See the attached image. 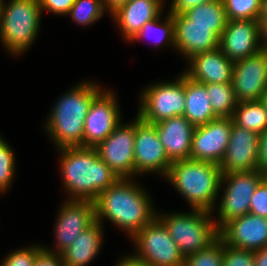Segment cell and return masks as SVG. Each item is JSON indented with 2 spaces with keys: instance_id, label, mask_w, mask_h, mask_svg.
<instances>
[{
  "instance_id": "f35d334b",
  "label": "cell",
  "mask_w": 267,
  "mask_h": 266,
  "mask_svg": "<svg viewBox=\"0 0 267 266\" xmlns=\"http://www.w3.org/2000/svg\"><path fill=\"white\" fill-rule=\"evenodd\" d=\"M211 1H214V0H173L169 13L179 14L191 7L197 6L199 4L208 3Z\"/></svg>"
},
{
  "instance_id": "4dcf8cb0",
  "label": "cell",
  "mask_w": 267,
  "mask_h": 266,
  "mask_svg": "<svg viewBox=\"0 0 267 266\" xmlns=\"http://www.w3.org/2000/svg\"><path fill=\"white\" fill-rule=\"evenodd\" d=\"M228 20H257L261 0H222Z\"/></svg>"
},
{
  "instance_id": "8fae6325",
  "label": "cell",
  "mask_w": 267,
  "mask_h": 266,
  "mask_svg": "<svg viewBox=\"0 0 267 266\" xmlns=\"http://www.w3.org/2000/svg\"><path fill=\"white\" fill-rule=\"evenodd\" d=\"M156 128L141 120H135L134 176L144 172H160L166 177L171 166Z\"/></svg>"
},
{
  "instance_id": "74e56055",
  "label": "cell",
  "mask_w": 267,
  "mask_h": 266,
  "mask_svg": "<svg viewBox=\"0 0 267 266\" xmlns=\"http://www.w3.org/2000/svg\"><path fill=\"white\" fill-rule=\"evenodd\" d=\"M257 170L267 173V130L259 134Z\"/></svg>"
},
{
  "instance_id": "603a6c76",
  "label": "cell",
  "mask_w": 267,
  "mask_h": 266,
  "mask_svg": "<svg viewBox=\"0 0 267 266\" xmlns=\"http://www.w3.org/2000/svg\"><path fill=\"white\" fill-rule=\"evenodd\" d=\"M95 220L67 249L60 253L65 266H85L100 250L102 242V228Z\"/></svg>"
},
{
  "instance_id": "b9f144b4",
  "label": "cell",
  "mask_w": 267,
  "mask_h": 266,
  "mask_svg": "<svg viewBox=\"0 0 267 266\" xmlns=\"http://www.w3.org/2000/svg\"><path fill=\"white\" fill-rule=\"evenodd\" d=\"M117 266H148V265L145 264L144 262L136 260L132 256L129 257L127 256L125 257L124 260H121V262H119Z\"/></svg>"
},
{
  "instance_id": "9c48e42d",
  "label": "cell",
  "mask_w": 267,
  "mask_h": 266,
  "mask_svg": "<svg viewBox=\"0 0 267 266\" xmlns=\"http://www.w3.org/2000/svg\"><path fill=\"white\" fill-rule=\"evenodd\" d=\"M265 177V174L258 170L222 175L221 184L224 180L227 181V188L220 202V218L219 222H216L218 229L231 219L249 213L251 197Z\"/></svg>"
},
{
  "instance_id": "7c38bea8",
  "label": "cell",
  "mask_w": 267,
  "mask_h": 266,
  "mask_svg": "<svg viewBox=\"0 0 267 266\" xmlns=\"http://www.w3.org/2000/svg\"><path fill=\"white\" fill-rule=\"evenodd\" d=\"M135 121L127 125L121 123L97 147L99 157L119 178L134 175Z\"/></svg>"
},
{
  "instance_id": "277c9868",
  "label": "cell",
  "mask_w": 267,
  "mask_h": 266,
  "mask_svg": "<svg viewBox=\"0 0 267 266\" xmlns=\"http://www.w3.org/2000/svg\"><path fill=\"white\" fill-rule=\"evenodd\" d=\"M222 175L218 164L185 159L172 162L166 177L187 199L192 209L213 212Z\"/></svg>"
},
{
  "instance_id": "e0dca14e",
  "label": "cell",
  "mask_w": 267,
  "mask_h": 266,
  "mask_svg": "<svg viewBox=\"0 0 267 266\" xmlns=\"http://www.w3.org/2000/svg\"><path fill=\"white\" fill-rule=\"evenodd\" d=\"M259 134L232 125L230 141L219 164L222 174L257 170Z\"/></svg>"
},
{
  "instance_id": "60d3db41",
  "label": "cell",
  "mask_w": 267,
  "mask_h": 266,
  "mask_svg": "<svg viewBox=\"0 0 267 266\" xmlns=\"http://www.w3.org/2000/svg\"><path fill=\"white\" fill-rule=\"evenodd\" d=\"M130 0H103V4L107 11H110L111 13L118 8L119 6L127 3Z\"/></svg>"
},
{
  "instance_id": "4316f807",
  "label": "cell",
  "mask_w": 267,
  "mask_h": 266,
  "mask_svg": "<svg viewBox=\"0 0 267 266\" xmlns=\"http://www.w3.org/2000/svg\"><path fill=\"white\" fill-rule=\"evenodd\" d=\"M206 87L209 100L217 118H232L237 106L232 82L204 84Z\"/></svg>"
},
{
  "instance_id": "f6af8a7d",
  "label": "cell",
  "mask_w": 267,
  "mask_h": 266,
  "mask_svg": "<svg viewBox=\"0 0 267 266\" xmlns=\"http://www.w3.org/2000/svg\"><path fill=\"white\" fill-rule=\"evenodd\" d=\"M260 100L262 101L265 108L267 109V91L264 93V95L262 96V98Z\"/></svg>"
},
{
  "instance_id": "3957f363",
  "label": "cell",
  "mask_w": 267,
  "mask_h": 266,
  "mask_svg": "<svg viewBox=\"0 0 267 266\" xmlns=\"http://www.w3.org/2000/svg\"><path fill=\"white\" fill-rule=\"evenodd\" d=\"M100 92L94 83L84 82L57 102L45 126L58 148L83 147L85 118L91 102Z\"/></svg>"
},
{
  "instance_id": "d590c367",
  "label": "cell",
  "mask_w": 267,
  "mask_h": 266,
  "mask_svg": "<svg viewBox=\"0 0 267 266\" xmlns=\"http://www.w3.org/2000/svg\"><path fill=\"white\" fill-rule=\"evenodd\" d=\"M75 0H39L40 9L48 10L55 14H68Z\"/></svg>"
},
{
  "instance_id": "83f0119b",
  "label": "cell",
  "mask_w": 267,
  "mask_h": 266,
  "mask_svg": "<svg viewBox=\"0 0 267 266\" xmlns=\"http://www.w3.org/2000/svg\"><path fill=\"white\" fill-rule=\"evenodd\" d=\"M183 266H223V241L218 237L208 247L184 257Z\"/></svg>"
},
{
  "instance_id": "30bf717a",
  "label": "cell",
  "mask_w": 267,
  "mask_h": 266,
  "mask_svg": "<svg viewBox=\"0 0 267 266\" xmlns=\"http://www.w3.org/2000/svg\"><path fill=\"white\" fill-rule=\"evenodd\" d=\"M232 86L237 102L259 101L267 91V50L234 63Z\"/></svg>"
},
{
  "instance_id": "e575fe53",
  "label": "cell",
  "mask_w": 267,
  "mask_h": 266,
  "mask_svg": "<svg viewBox=\"0 0 267 266\" xmlns=\"http://www.w3.org/2000/svg\"><path fill=\"white\" fill-rule=\"evenodd\" d=\"M249 213L267 218V177L259 183L252 195Z\"/></svg>"
},
{
  "instance_id": "7bdbcfd3",
  "label": "cell",
  "mask_w": 267,
  "mask_h": 266,
  "mask_svg": "<svg viewBox=\"0 0 267 266\" xmlns=\"http://www.w3.org/2000/svg\"><path fill=\"white\" fill-rule=\"evenodd\" d=\"M257 20L260 26L267 22V0H261L260 12Z\"/></svg>"
},
{
  "instance_id": "7402d4cb",
  "label": "cell",
  "mask_w": 267,
  "mask_h": 266,
  "mask_svg": "<svg viewBox=\"0 0 267 266\" xmlns=\"http://www.w3.org/2000/svg\"><path fill=\"white\" fill-rule=\"evenodd\" d=\"M162 5V0H130L111 14L130 41L147 22L160 16Z\"/></svg>"
},
{
  "instance_id": "5bb4252c",
  "label": "cell",
  "mask_w": 267,
  "mask_h": 266,
  "mask_svg": "<svg viewBox=\"0 0 267 266\" xmlns=\"http://www.w3.org/2000/svg\"><path fill=\"white\" fill-rule=\"evenodd\" d=\"M233 123L232 118H217L195 127L190 159L219 165L225 156Z\"/></svg>"
},
{
  "instance_id": "f1b7e54d",
  "label": "cell",
  "mask_w": 267,
  "mask_h": 266,
  "mask_svg": "<svg viewBox=\"0 0 267 266\" xmlns=\"http://www.w3.org/2000/svg\"><path fill=\"white\" fill-rule=\"evenodd\" d=\"M104 9L103 0H75L69 14L78 24L86 25L100 19Z\"/></svg>"
},
{
  "instance_id": "ffe728a7",
  "label": "cell",
  "mask_w": 267,
  "mask_h": 266,
  "mask_svg": "<svg viewBox=\"0 0 267 266\" xmlns=\"http://www.w3.org/2000/svg\"><path fill=\"white\" fill-rule=\"evenodd\" d=\"M153 125L171 162L190 159L195 127L184 116H174Z\"/></svg>"
},
{
  "instance_id": "ee69618b",
  "label": "cell",
  "mask_w": 267,
  "mask_h": 266,
  "mask_svg": "<svg viewBox=\"0 0 267 266\" xmlns=\"http://www.w3.org/2000/svg\"><path fill=\"white\" fill-rule=\"evenodd\" d=\"M260 40H263L261 41L262 48L267 50V22H265L261 26V39Z\"/></svg>"
},
{
  "instance_id": "9a60e30c",
  "label": "cell",
  "mask_w": 267,
  "mask_h": 266,
  "mask_svg": "<svg viewBox=\"0 0 267 266\" xmlns=\"http://www.w3.org/2000/svg\"><path fill=\"white\" fill-rule=\"evenodd\" d=\"M259 38L258 20H228L219 38V48L229 60L236 62L263 49Z\"/></svg>"
},
{
  "instance_id": "8d00e7d4",
  "label": "cell",
  "mask_w": 267,
  "mask_h": 266,
  "mask_svg": "<svg viewBox=\"0 0 267 266\" xmlns=\"http://www.w3.org/2000/svg\"><path fill=\"white\" fill-rule=\"evenodd\" d=\"M34 266H65L61 255L43 248L36 256Z\"/></svg>"
},
{
  "instance_id": "ba28073f",
  "label": "cell",
  "mask_w": 267,
  "mask_h": 266,
  "mask_svg": "<svg viewBox=\"0 0 267 266\" xmlns=\"http://www.w3.org/2000/svg\"><path fill=\"white\" fill-rule=\"evenodd\" d=\"M138 117L146 123L155 124L174 116H183L185 110L184 74L177 81L158 83L145 88Z\"/></svg>"
},
{
  "instance_id": "ab89813d",
  "label": "cell",
  "mask_w": 267,
  "mask_h": 266,
  "mask_svg": "<svg viewBox=\"0 0 267 266\" xmlns=\"http://www.w3.org/2000/svg\"><path fill=\"white\" fill-rule=\"evenodd\" d=\"M254 266H267V246L253 251Z\"/></svg>"
},
{
  "instance_id": "8992f818",
  "label": "cell",
  "mask_w": 267,
  "mask_h": 266,
  "mask_svg": "<svg viewBox=\"0 0 267 266\" xmlns=\"http://www.w3.org/2000/svg\"><path fill=\"white\" fill-rule=\"evenodd\" d=\"M41 12L39 0H11L4 4L0 37L10 53H22L33 43L38 33Z\"/></svg>"
},
{
  "instance_id": "4fadbf2b",
  "label": "cell",
  "mask_w": 267,
  "mask_h": 266,
  "mask_svg": "<svg viewBox=\"0 0 267 266\" xmlns=\"http://www.w3.org/2000/svg\"><path fill=\"white\" fill-rule=\"evenodd\" d=\"M118 104L112 92H100L91 102L84 123L83 147L96 148L120 124Z\"/></svg>"
},
{
  "instance_id": "44dd1931",
  "label": "cell",
  "mask_w": 267,
  "mask_h": 266,
  "mask_svg": "<svg viewBox=\"0 0 267 266\" xmlns=\"http://www.w3.org/2000/svg\"><path fill=\"white\" fill-rule=\"evenodd\" d=\"M189 60L190 69L184 74L191 80L201 84L232 82L235 62L229 60L219 47L195 54Z\"/></svg>"
},
{
  "instance_id": "ac0fdd59",
  "label": "cell",
  "mask_w": 267,
  "mask_h": 266,
  "mask_svg": "<svg viewBox=\"0 0 267 266\" xmlns=\"http://www.w3.org/2000/svg\"><path fill=\"white\" fill-rule=\"evenodd\" d=\"M56 220L57 254L67 249L95 219V203L69 200L61 206Z\"/></svg>"
},
{
  "instance_id": "6da1fadb",
  "label": "cell",
  "mask_w": 267,
  "mask_h": 266,
  "mask_svg": "<svg viewBox=\"0 0 267 266\" xmlns=\"http://www.w3.org/2000/svg\"><path fill=\"white\" fill-rule=\"evenodd\" d=\"M60 151L64 187L73 197L70 200L94 202L102 191L120 179L99 157L96 148L63 147Z\"/></svg>"
},
{
  "instance_id": "7a4b0ae2",
  "label": "cell",
  "mask_w": 267,
  "mask_h": 266,
  "mask_svg": "<svg viewBox=\"0 0 267 266\" xmlns=\"http://www.w3.org/2000/svg\"><path fill=\"white\" fill-rule=\"evenodd\" d=\"M120 178L102 191L95 203V219L101 223L103 217L125 229L131 237L148 225L157 214L153 212L148 194L129 181Z\"/></svg>"
},
{
  "instance_id": "f546056e",
  "label": "cell",
  "mask_w": 267,
  "mask_h": 266,
  "mask_svg": "<svg viewBox=\"0 0 267 266\" xmlns=\"http://www.w3.org/2000/svg\"><path fill=\"white\" fill-rule=\"evenodd\" d=\"M166 20V21H165ZM164 20V23H158L159 16L149 22H147L140 31L131 39V41L143 38L149 33H157L156 35V44L160 45L164 40L170 42L172 46H175V32H174V21L173 14L168 13L167 18ZM159 24V25H158ZM156 31V32H155ZM153 33V34H154ZM158 39V40H157Z\"/></svg>"
},
{
  "instance_id": "cb8c5ba5",
  "label": "cell",
  "mask_w": 267,
  "mask_h": 266,
  "mask_svg": "<svg viewBox=\"0 0 267 266\" xmlns=\"http://www.w3.org/2000/svg\"><path fill=\"white\" fill-rule=\"evenodd\" d=\"M184 93L186 106L183 116L194 127L217 119L204 84L195 82L184 74Z\"/></svg>"
},
{
  "instance_id": "d6986e66",
  "label": "cell",
  "mask_w": 267,
  "mask_h": 266,
  "mask_svg": "<svg viewBox=\"0 0 267 266\" xmlns=\"http://www.w3.org/2000/svg\"><path fill=\"white\" fill-rule=\"evenodd\" d=\"M173 21L174 47L187 59L219 47V37L214 33V26L192 25L183 13L173 14Z\"/></svg>"
},
{
  "instance_id": "484cf974",
  "label": "cell",
  "mask_w": 267,
  "mask_h": 266,
  "mask_svg": "<svg viewBox=\"0 0 267 266\" xmlns=\"http://www.w3.org/2000/svg\"><path fill=\"white\" fill-rule=\"evenodd\" d=\"M232 119L237 126L257 134L267 130V109L261 100L238 102Z\"/></svg>"
},
{
  "instance_id": "d6a6232c",
  "label": "cell",
  "mask_w": 267,
  "mask_h": 266,
  "mask_svg": "<svg viewBox=\"0 0 267 266\" xmlns=\"http://www.w3.org/2000/svg\"><path fill=\"white\" fill-rule=\"evenodd\" d=\"M223 266H254L253 251L233 248L223 242Z\"/></svg>"
},
{
  "instance_id": "1f68e13d",
  "label": "cell",
  "mask_w": 267,
  "mask_h": 266,
  "mask_svg": "<svg viewBox=\"0 0 267 266\" xmlns=\"http://www.w3.org/2000/svg\"><path fill=\"white\" fill-rule=\"evenodd\" d=\"M14 153L10 146L0 137V192L6 191L15 172Z\"/></svg>"
},
{
  "instance_id": "2e32d148",
  "label": "cell",
  "mask_w": 267,
  "mask_h": 266,
  "mask_svg": "<svg viewBox=\"0 0 267 266\" xmlns=\"http://www.w3.org/2000/svg\"><path fill=\"white\" fill-rule=\"evenodd\" d=\"M219 237L233 248L262 249L267 246V218L248 213L231 219L219 229Z\"/></svg>"
},
{
  "instance_id": "bcb514c9",
  "label": "cell",
  "mask_w": 267,
  "mask_h": 266,
  "mask_svg": "<svg viewBox=\"0 0 267 266\" xmlns=\"http://www.w3.org/2000/svg\"><path fill=\"white\" fill-rule=\"evenodd\" d=\"M4 1L3 0H0V20H1V15L3 13V10H4Z\"/></svg>"
},
{
  "instance_id": "52a82bcc",
  "label": "cell",
  "mask_w": 267,
  "mask_h": 266,
  "mask_svg": "<svg viewBox=\"0 0 267 266\" xmlns=\"http://www.w3.org/2000/svg\"><path fill=\"white\" fill-rule=\"evenodd\" d=\"M139 249L136 260L148 266H183L184 256L171 238L164 224L155 217L132 237Z\"/></svg>"
},
{
  "instance_id": "d4e9b609",
  "label": "cell",
  "mask_w": 267,
  "mask_h": 266,
  "mask_svg": "<svg viewBox=\"0 0 267 266\" xmlns=\"http://www.w3.org/2000/svg\"><path fill=\"white\" fill-rule=\"evenodd\" d=\"M192 25L214 26V33L220 38L228 18L222 0L199 4L182 12Z\"/></svg>"
},
{
  "instance_id": "836d02e7",
  "label": "cell",
  "mask_w": 267,
  "mask_h": 266,
  "mask_svg": "<svg viewBox=\"0 0 267 266\" xmlns=\"http://www.w3.org/2000/svg\"><path fill=\"white\" fill-rule=\"evenodd\" d=\"M43 249L39 246L23 248L8 255L1 266H34L37 254Z\"/></svg>"
},
{
  "instance_id": "5b68a950",
  "label": "cell",
  "mask_w": 267,
  "mask_h": 266,
  "mask_svg": "<svg viewBox=\"0 0 267 266\" xmlns=\"http://www.w3.org/2000/svg\"><path fill=\"white\" fill-rule=\"evenodd\" d=\"M211 212L193 209L191 213L156 216L166 227L181 254L186 257L208 247L219 237V229L211 220Z\"/></svg>"
}]
</instances>
